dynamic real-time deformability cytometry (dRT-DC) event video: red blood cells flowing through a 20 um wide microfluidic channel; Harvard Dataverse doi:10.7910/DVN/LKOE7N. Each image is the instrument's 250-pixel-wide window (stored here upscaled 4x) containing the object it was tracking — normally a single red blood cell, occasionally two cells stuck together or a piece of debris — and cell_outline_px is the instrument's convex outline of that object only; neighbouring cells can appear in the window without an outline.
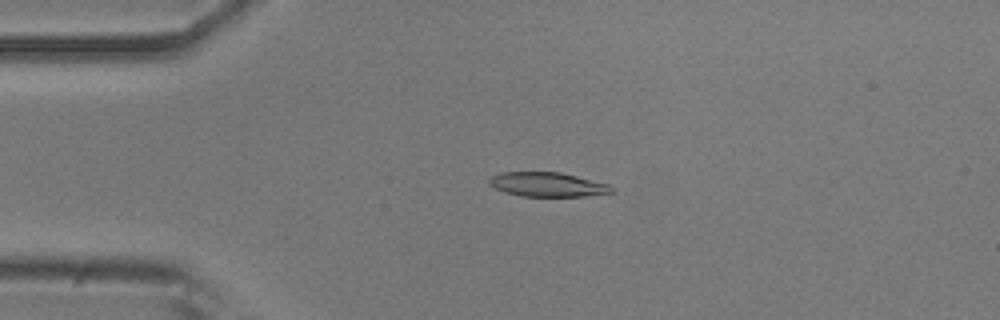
{"species": "common noctule bat (a hibernating species)", "species_latin": "Nyctalus noctula", "temperature_condition": "room temperature", "stored_images_in_passage": 53, "camera_frame_rate_fps": 3000, "um_per_image_px": 0.085, "animal": {"sex": "male", "body_mass_g": 20.5, "forearm_length_mm": 52.5}, "frame": {"image": 1, "passage_image": 12, "time_ms": 3.667, "image_size_px": [1000, 320], "cell_outline_px": [[616, 192], [584, 196], [520, 196], [504, 192], [488, 184], [488, 180], [492, 176], [500, 172], [560, 172], [608, 184]], "centroid_in_image_um": [46.51, 15.68], "position_along_channel_um": 38.5, "area_um2": 17.28}}
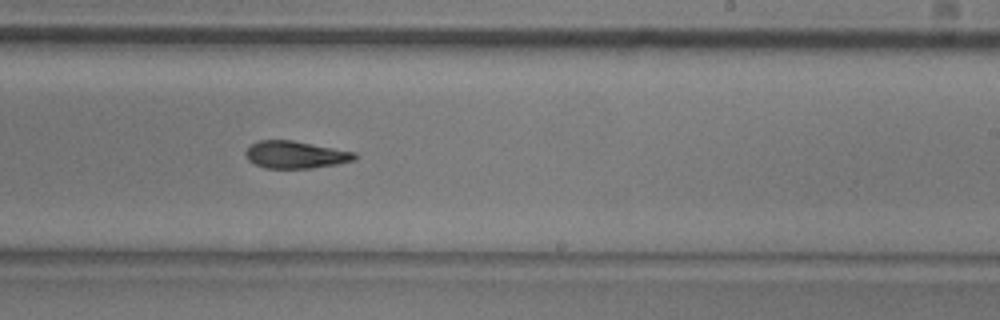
{"frame": {"image": 2, "passage_image": 32, "time_ms": 10.333, "image_size_px": [1000, 320], "cell_outline_px": [[360, 156], [356, 160], [336, 164], [312, 168], [264, 168], [248, 160], [244, 156], [244, 152], [252, 144], [260, 140], [292, 140], [356, 152]], "centroid_in_image_um": [25.14, 13.15], "position_along_channel_um": 263.9, "area_um2": 17.46}}
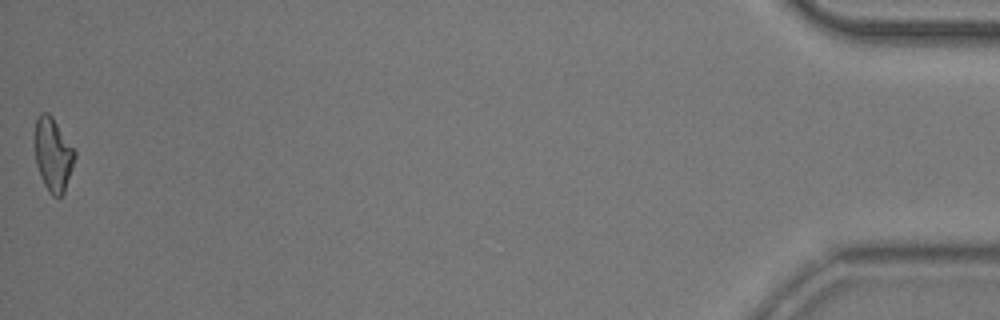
{"frame": {"image": 3, "passage_image": 53, "time_ms": 17.333, "image_size_px": [1000, 320], "cell_outline_px": [[76, 156], [64, 192], [60, 196], [52, 196], [48, 192], [40, 176], [36, 164], [36, 120], [40, 112], [48, 112], [52, 116], [76, 152]], "centroid_in_image_um": [4.52, 13.14], "position_along_channel_um": 430.7, "area_um2": 16.82}, "authors_computed_cell_mechanics": {"area_um2": 17.7446, "velocity_mm_per_s": 3.7927, "shape_relaxation_time_tau1_ms": 2.9103, "shape_relaxation_time_tau2_ms": 7.2196, "deformation_change_tau1": 0.1397, "deformation_change_tau2": 0.1398}}